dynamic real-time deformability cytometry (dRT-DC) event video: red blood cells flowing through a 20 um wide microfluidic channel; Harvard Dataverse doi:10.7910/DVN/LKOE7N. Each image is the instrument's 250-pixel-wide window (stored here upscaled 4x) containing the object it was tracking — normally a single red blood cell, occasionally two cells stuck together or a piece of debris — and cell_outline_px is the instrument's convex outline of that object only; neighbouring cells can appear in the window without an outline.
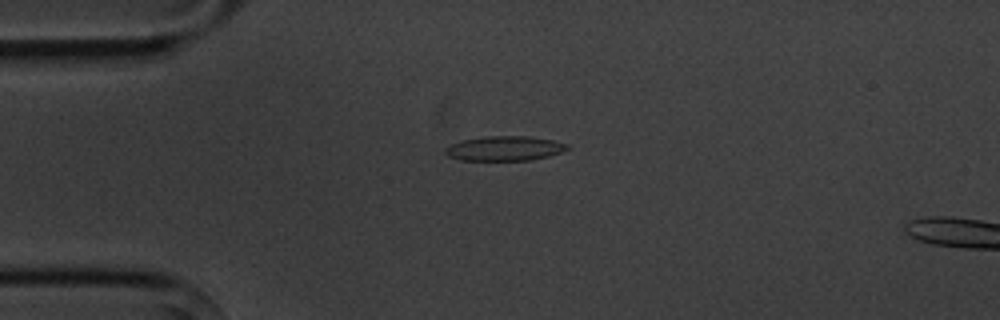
{"species": "common noctule bat (a hibernating species)", "species_latin": "Nyctalus noctula", "temperature_condition": "cold", "stored_images_in_passage": 4, "camera_frame_rate_fps": 3000, "um_per_image_px": 0.085, "animal": {"sex": "male", "body_mass_g": 20.1, "forearm_length_mm": 53.5}, "frame": {"image": 1, "passage_image": 1, "time_ms": 0.0, "image_size_px": [1000, 320], "cell_outline_px": [[568, 148], [560, 152], [548, 156], [532, 160], [460, 160], [448, 156], [444, 152], [444, 148], [448, 144], [460, 140], [488, 136], [528, 136], [552, 140], [568, 144]], "centroid_in_image_um": [42.82, 12.61], "position_along_channel_um": 42.2, "area_um2": 17.57}}
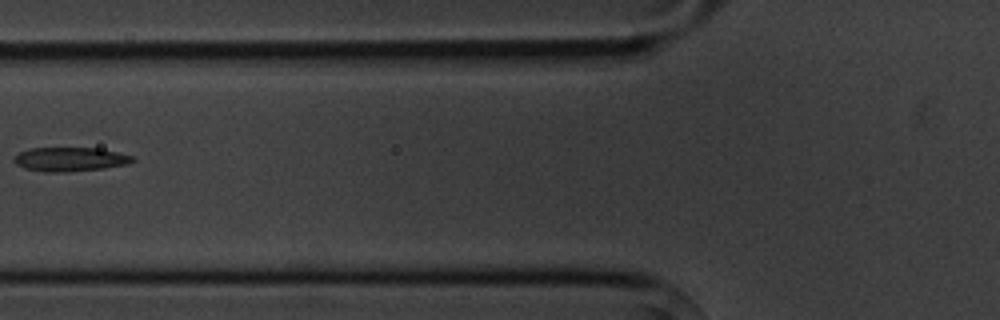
{"frame": {"image": 2, "passage_image": 3, "time_ms": 2.667, "image_size_px": [1000, 320], "cell_outline_px": [[136, 160], [128, 164], [104, 168], [64, 172], [44, 172], [24, 168], [16, 164], [12, 160], [20, 152], [32, 148], [96, 148], [116, 152], [132, 156]], "centroid_in_image_um": [5.95, 13.54], "position_along_channel_um": 119.9, "area_um2": 16.47}}
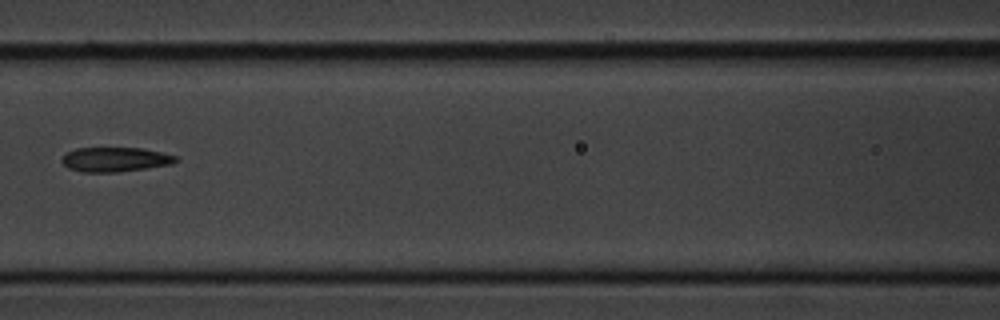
{"frame": {"image": 3, "passage_image": 4, "time_ms": 3.667, "image_size_px": [1000, 320], "cell_outline_px": [[180, 160], [172, 164], [148, 168], [116, 172], [80, 172], [68, 168], [60, 160], [68, 152], [76, 148], [144, 148], [176, 156]], "centroid_in_image_um": [9.8, 13.56], "position_along_channel_um": 156.8, "area_um2": 16.3}}